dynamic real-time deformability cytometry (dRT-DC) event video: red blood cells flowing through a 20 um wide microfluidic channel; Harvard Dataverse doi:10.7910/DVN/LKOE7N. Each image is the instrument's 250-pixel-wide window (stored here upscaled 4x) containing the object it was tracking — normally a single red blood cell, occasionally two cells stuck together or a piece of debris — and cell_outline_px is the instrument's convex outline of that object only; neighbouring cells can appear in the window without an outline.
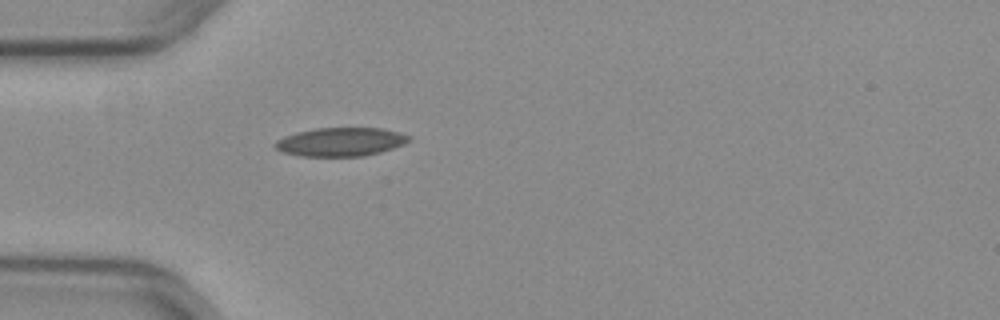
{"species": "common noctule bat (a hibernating species)", "species_latin": "Nyctalus noctula", "temperature_condition": "warm", "stored_images_in_passage": 37, "camera_frame_rate_fps": 3000, "um_per_image_px": 0.085, "animal": {"sex": "female", "body_mass_g": 29.2, "forearm_length_mm": 56.3}, "frame": {"image": 1, "passage_image": 1, "time_ms": 0.0, "image_size_px": [1000, 320], "cell_outline_px": [[412, 140], [404, 144], [380, 152], [364, 156], [300, 156], [284, 152], [276, 148], [272, 144], [276, 140], [284, 136], [296, 132], [316, 128], [384, 128], [400, 132], [412, 136]], "centroid_in_image_um": [28.98, 12.05], "position_along_channel_um": 56.0, "area_um2": 22.48}}
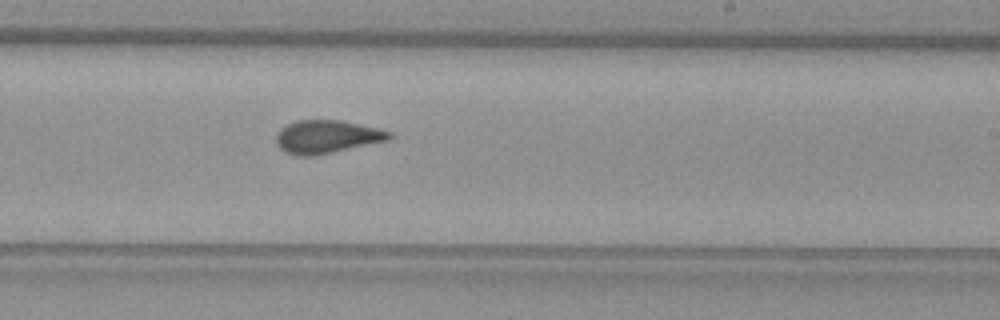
{"frame": {"image": 2, "passage_image": 17, "time_ms": 5.333, "image_size_px": [1000, 320], "cell_outline_px": [[392, 136], [388, 140], [332, 152], [312, 156], [300, 156], [284, 152], [276, 144], [276, 136], [280, 128], [296, 120], [340, 120], [376, 128], [392, 132]], "centroid_in_image_um": [27.74, 11.62], "position_along_channel_um": 261.3, "area_um2": 21.62}}
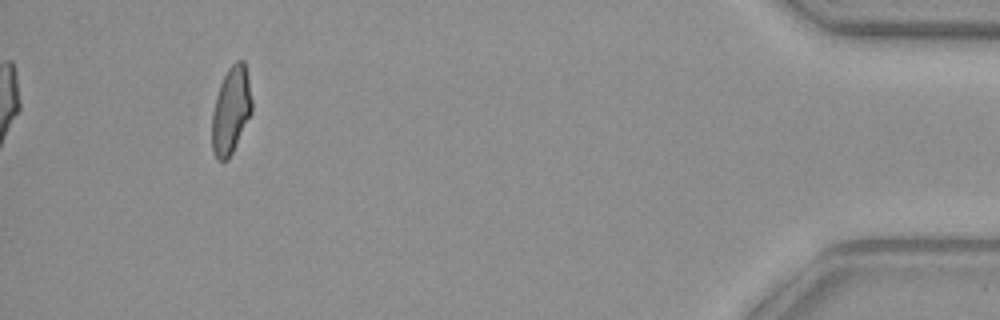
{"frame": {"image": 3, "passage_image": 34, "time_ms": 11.0, "image_size_px": [1000, 320], "cell_outline_px": [[252, 112], [228, 160], [216, 160], [212, 148], [212, 112], [216, 96], [220, 84], [228, 68], [236, 60], [244, 60], [248, 76], [252, 100]], "centroid_in_image_um": [19.63, 9.37], "position_along_channel_um": 415.6, "area_um2": 20.23}, "authors_computed_cell_mechanics": {"area_um2": 21.386, "velocity_mm_per_s": 3.9659, "shape_relaxation_time_tau1_ms": null, "shape_relaxation_time_tau2_ms": 1.4907, "deformation_change_tau1": null, "deformation_change_tau2": 0.0937}}